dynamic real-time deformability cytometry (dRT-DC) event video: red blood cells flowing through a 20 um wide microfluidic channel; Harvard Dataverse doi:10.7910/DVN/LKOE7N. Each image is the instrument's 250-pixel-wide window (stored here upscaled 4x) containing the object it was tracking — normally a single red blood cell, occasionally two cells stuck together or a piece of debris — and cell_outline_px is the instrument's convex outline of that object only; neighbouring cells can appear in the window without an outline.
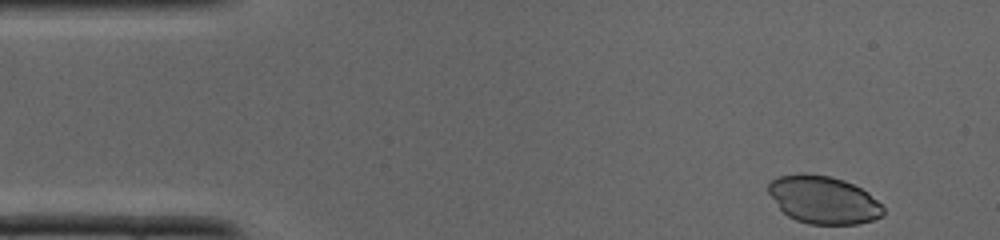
{"species": "common noctule bat (a hibernating species)", "species_latin": "Nyctalus noctula", "temperature_condition": "cold", "stored_images_in_passage": 35, "camera_frame_rate_fps": 3000, "um_per_image_px": 0.085, "animal": {"sex": "male", "body_mass_g": 19.0, "forearm_length_mm": 50.8}, "frame": {"image": 1, "passage_image": 1, "time_ms": 0.0, "image_size_px": [1000, 240], "cell_outline_px": [[884, 212], [880, 216], [872, 220], [856, 224], [808, 224], [796, 220], [788, 216], [780, 208], [768, 192], [768, 184], [772, 180], [780, 176], [800, 172], [804, 172], [828, 176], [844, 180], [868, 192], [884, 208]], "centroid_in_image_um": [69.97, 16.98], "position_along_channel_um": 15.0, "area_um2": 31.79}}